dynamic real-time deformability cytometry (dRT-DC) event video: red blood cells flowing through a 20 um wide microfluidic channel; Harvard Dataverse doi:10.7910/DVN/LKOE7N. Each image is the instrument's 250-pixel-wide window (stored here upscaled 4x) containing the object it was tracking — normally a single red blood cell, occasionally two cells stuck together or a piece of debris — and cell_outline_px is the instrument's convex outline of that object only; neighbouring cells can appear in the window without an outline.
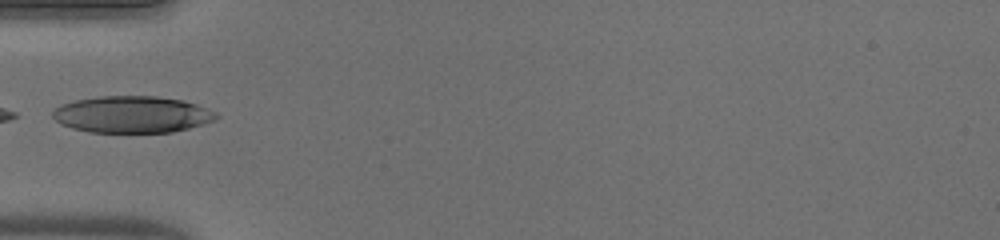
{"species": "human", "species_latin": "Homo sapiens", "temperature_condition": "warm", "stored_images_in_passage": 21, "camera_frame_rate_fps": 3000, "um_per_image_px": 0.085, "donor": {"sex": "male"}, "frame": {"image": 1, "passage_image": 1, "time_ms": 0.0, "image_size_px": [1000, 240], "cell_outline_px": [[220, 116], [216, 120], [204, 124], [172, 132], [88, 132], [72, 128], [60, 124], [52, 116], [52, 112], [56, 108], [64, 104], [76, 100], [100, 96], [156, 96], [184, 100], [196, 104], [216, 112]], "centroid_in_image_um": [11.26, 9.73], "position_along_channel_um": 73.7, "area_um2": 35.03}}